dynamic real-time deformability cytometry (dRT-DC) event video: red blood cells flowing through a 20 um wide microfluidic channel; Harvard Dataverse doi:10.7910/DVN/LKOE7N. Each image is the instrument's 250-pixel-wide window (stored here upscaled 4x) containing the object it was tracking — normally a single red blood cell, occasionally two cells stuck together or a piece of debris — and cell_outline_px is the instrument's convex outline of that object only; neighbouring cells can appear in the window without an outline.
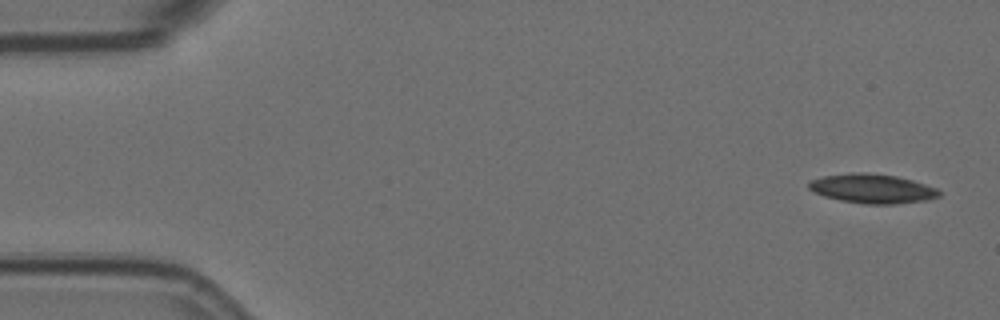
{"species": "Egyptian fruit bat (a non-hibernating species)", "species_latin": "Rousettus aegyptiacus", "temperature_condition": "room temperature", "stored_images_in_passage": 4, "camera_frame_rate_fps": 3000, "um_per_image_px": 0.085, "animal": {"sex": "female"}, "frame": {"image": 1, "passage_image": 1, "time_ms": 0.0, "image_size_px": [1000, 320], "cell_outline_px": [[940, 196], [924, 200], [896, 204], [864, 204], [840, 200], [824, 196], [808, 188], [808, 180], [824, 176], [852, 172], [864, 172], [896, 176], [912, 180], [936, 188], [940, 192]], "centroid_in_image_um": [74.11, 16.03], "position_along_channel_um": 10.9, "area_um2": 22.14}}